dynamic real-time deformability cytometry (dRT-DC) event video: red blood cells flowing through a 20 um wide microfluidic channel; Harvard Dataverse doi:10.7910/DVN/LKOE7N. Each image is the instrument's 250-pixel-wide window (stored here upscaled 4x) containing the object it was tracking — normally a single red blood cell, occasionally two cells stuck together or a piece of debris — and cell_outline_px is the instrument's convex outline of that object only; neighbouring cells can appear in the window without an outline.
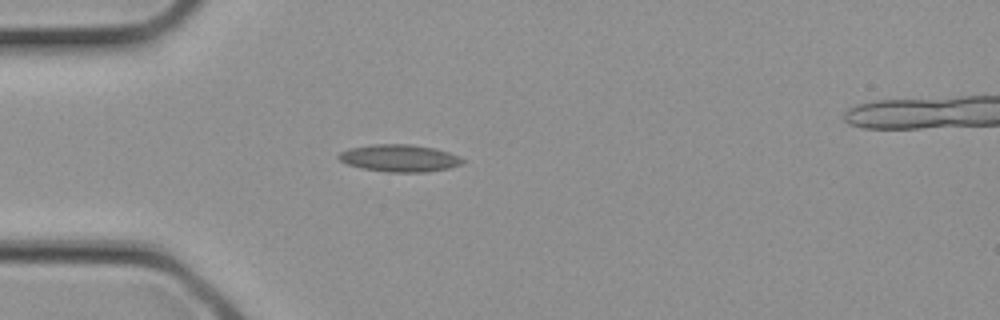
{"species": "common noctule bat (a hibernating species)", "species_latin": "Nyctalus noctula", "temperature_condition": "cold", "stored_images_in_passage": 2, "camera_frame_rate_fps": 3000, "um_per_image_px": 0.085, "animal": {"sex": "female", "body_mass_g": 21.9}, "frame": {"image": 1, "passage_image": 1, "time_ms": 0.0, "image_size_px": [1000, 320], "cell_outline_px": [[464, 164], [448, 168], [428, 172], [384, 172], [360, 168], [348, 164], [340, 160], [336, 156], [340, 152], [352, 148], [372, 144], [412, 144], [436, 148], [460, 156], [464, 160]], "centroid_in_image_um": [33.98, 13.44], "position_along_channel_um": 51.0, "area_um2": 19.83}}